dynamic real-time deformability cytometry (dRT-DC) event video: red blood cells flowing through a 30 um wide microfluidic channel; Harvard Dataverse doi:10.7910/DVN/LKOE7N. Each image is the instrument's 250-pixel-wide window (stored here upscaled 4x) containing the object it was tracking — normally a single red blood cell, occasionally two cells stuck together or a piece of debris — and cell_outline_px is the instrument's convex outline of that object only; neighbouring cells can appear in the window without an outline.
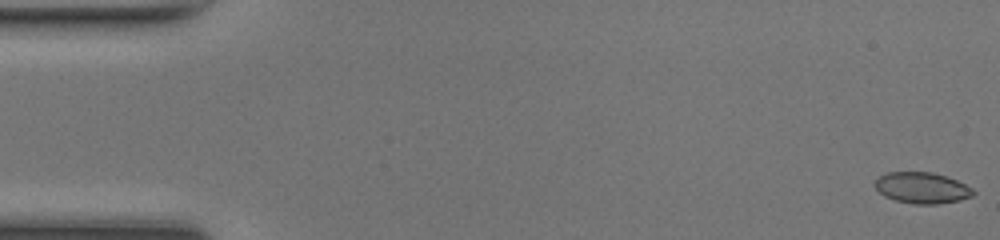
{"species": "common noctule bat (a hibernating species)", "species_latin": "Nyctalus noctula", "temperature_condition": "room temperature", "stored_images_in_passage": 49, "camera_frame_rate_fps": 3000, "um_per_image_px": 0.085, "animal": {"sex": "female", "body_mass_g": 17.0, "forearm_length_mm": 48.0}, "frame": {"image": 1, "passage_image": 1, "time_ms": 0.0, "image_size_px": [1000, 240], "cell_outline_px": [[976, 192], [972, 196], [960, 200], [936, 204], [912, 204], [896, 200], [884, 196], [872, 184], [880, 176], [888, 172], [932, 172], [956, 180], [972, 188]], "centroid_in_image_um": [78.36, 15.97], "position_along_channel_um": 6.6, "area_um2": 17.74}}
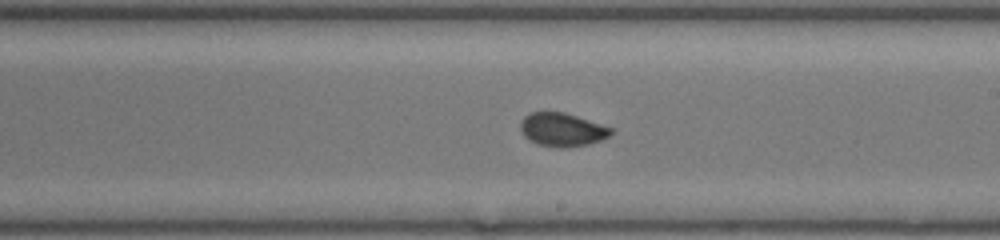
{"frame": {"image": 2, "passage_image": 28, "time_ms": 9.0, "image_size_px": [1000, 240], "cell_outline_px": [[612, 132], [608, 136], [600, 140], [588, 144], [568, 148], [556, 148], [536, 144], [528, 140], [524, 136], [520, 128], [520, 124], [524, 116], [532, 112], [564, 112], [612, 128]], "centroid_in_image_um": [47.74, 11.04], "position_along_channel_um": 241.3, "area_um2": 17.63}}
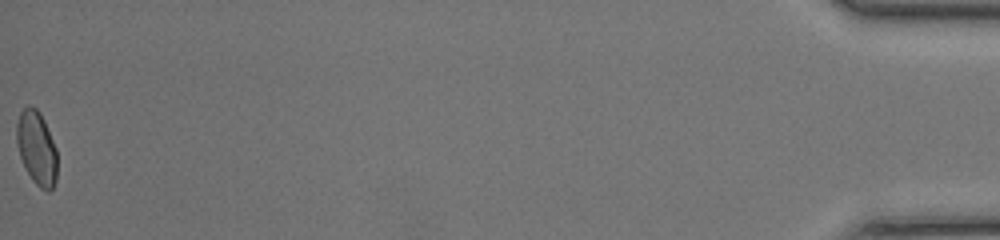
{"frame": {"image": 3, "passage_image": 49, "time_ms": 16.0, "image_size_px": [1000, 240], "cell_outline_px": [[56, 180], [52, 188], [48, 192], [40, 188], [32, 180], [20, 156], [16, 140], [16, 124], [20, 112], [28, 104], [36, 108], [40, 112], [44, 120], [56, 148]], "centroid_in_image_um": [3.11, 12.56], "position_along_channel_um": 432.1, "area_um2": 17.34}, "authors_computed_cell_mechanics": {"area_um2": 17.7446, "velocity_mm_per_s": 4.2842, "shape_relaxation_time_tau1_ms": 3.9804, "shape_relaxation_time_tau2_ms": 0.8958, "deformation_change_tau1": 0.091, "deformation_change_tau2": 0.0345}}